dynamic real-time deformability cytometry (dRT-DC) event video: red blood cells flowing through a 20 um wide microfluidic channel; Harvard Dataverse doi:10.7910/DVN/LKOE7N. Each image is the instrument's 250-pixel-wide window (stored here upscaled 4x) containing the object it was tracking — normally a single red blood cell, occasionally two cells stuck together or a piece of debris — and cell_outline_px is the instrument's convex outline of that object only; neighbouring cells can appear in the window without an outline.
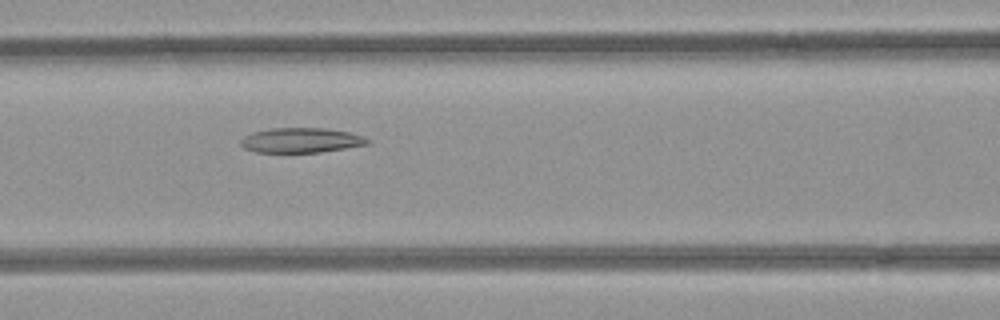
{"species": "common noctule bat (a hibernating species)", "species_latin": "Nyctalus noctula", "temperature_condition": "room temperature", "stored_images_in_passage": 3, "camera_frame_rate_fps": 3000, "um_per_image_px": 0.085, "animal": {"sex": "female", "body_mass_g": 21.9}, "frame": {"image": 1, "passage_image": 3, "time_ms": 0.667, "image_size_px": [1000, 320], "cell_outline_px": [[372, 140], [368, 144], [320, 152], [256, 152], [244, 148], [240, 144], [240, 140], [244, 136], [252, 132], [272, 128], [324, 128], [348, 132], [364, 136]], "centroid_in_image_um": [25.58, 11.92], "position_along_channel_um": 141.0, "area_um2": 18.32}}